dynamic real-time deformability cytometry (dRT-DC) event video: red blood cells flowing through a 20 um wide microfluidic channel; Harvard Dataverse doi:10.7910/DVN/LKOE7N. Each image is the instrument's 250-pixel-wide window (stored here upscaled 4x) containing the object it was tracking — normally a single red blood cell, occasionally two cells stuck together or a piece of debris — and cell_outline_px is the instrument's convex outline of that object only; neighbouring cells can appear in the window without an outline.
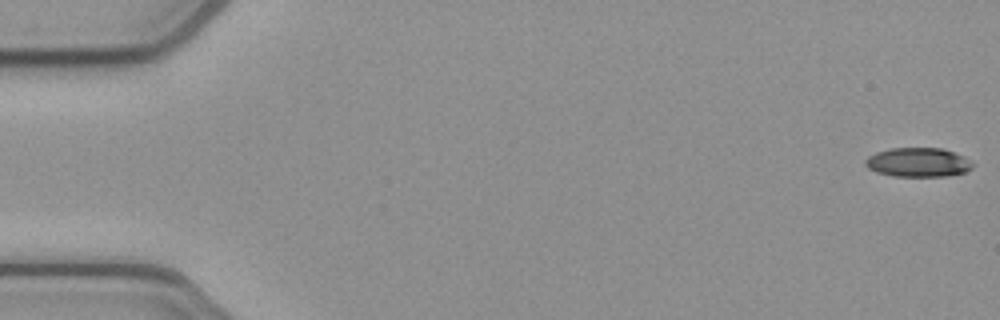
{"species": "common noctule bat (a hibernating species)", "species_latin": "Nyctalus noctula", "temperature_condition": "cold", "stored_images_in_passage": 39, "camera_frame_rate_fps": 3000, "um_per_image_px": 0.085, "animal": {"sex": "female", "body_mass_g": 21.9}, "frame": {"image": 1, "passage_image": 1, "time_ms": 0.0, "image_size_px": [1000, 320], "cell_outline_px": [[972, 168], [964, 172], [948, 176], [892, 176], [876, 172], [868, 168], [864, 164], [864, 160], [868, 156], [876, 152], [892, 148], [940, 148], [964, 156], [972, 164]], "centroid_in_image_um": [77.99, 13.8], "position_along_channel_um": 7.0, "area_um2": 18.15}}
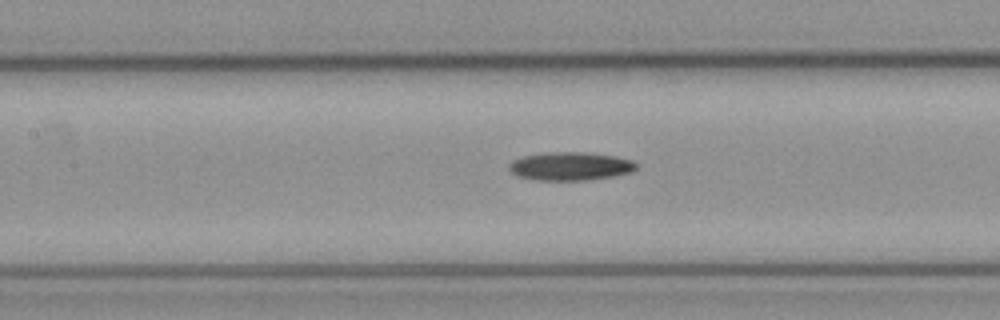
{"frame": {"image": 2, "passage_image": 24, "time_ms": 7.667, "image_size_px": [1000, 320], "cell_outline_px": [[636, 168], [632, 172], [612, 176], [584, 180], [536, 180], [516, 176], [508, 168], [508, 164], [512, 160], [524, 156], [544, 152], [592, 152], [616, 156], [632, 160], [636, 164]], "centroid_in_image_um": [48.45, 14.11], "position_along_channel_um": 158.9, "area_um2": 21.15}}
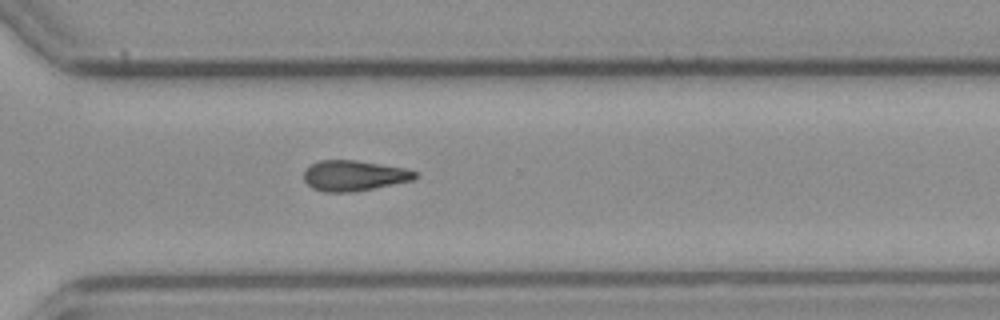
{"frame": {"image": 3, "passage_image": 38, "time_ms": 12.333, "image_size_px": [1000, 320], "cell_outline_px": [[416, 176], [412, 180], [352, 192], [324, 192], [312, 188], [304, 180], [304, 172], [312, 164], [320, 160], [356, 160], [404, 168], [416, 172]], "centroid_in_image_um": [30.05, 14.93], "position_along_channel_um": 340.6, "area_um2": 19.42}}